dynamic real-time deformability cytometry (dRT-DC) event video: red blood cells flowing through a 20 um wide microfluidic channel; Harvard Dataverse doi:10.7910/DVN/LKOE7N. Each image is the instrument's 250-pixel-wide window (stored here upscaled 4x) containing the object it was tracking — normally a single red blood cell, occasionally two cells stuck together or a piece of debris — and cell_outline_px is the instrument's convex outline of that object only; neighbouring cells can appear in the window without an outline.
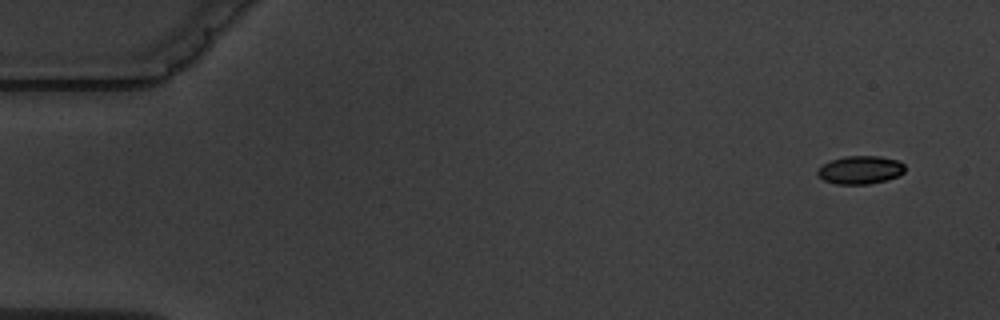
{"species": "common noctule bat (a hibernating species)", "species_latin": "Nyctalus noctula", "temperature_condition": "warm", "stored_images_in_passage": 4, "segment_of_instrument_passage": [2, 2], "camera_frame_rate_fps": 3000, "um_per_image_px": 0.085, "animal": {"sex": "male", "body_mass_g": 19.5, "forearm_length_mm": 54.6}, "frame": {"image": 1, "passage_image": 4, "time_ms": 4.0, "image_size_px": [1000, 320], "cell_outline_px": [[904, 172], [896, 176], [884, 180], [868, 184], [836, 184], [824, 180], [816, 172], [824, 164], [832, 160], [844, 156], [880, 156], [896, 160], [904, 164]], "centroid_in_image_um": [73.12, 14.44], "position_along_channel_um": 11.9, "area_um2": 14.05}}